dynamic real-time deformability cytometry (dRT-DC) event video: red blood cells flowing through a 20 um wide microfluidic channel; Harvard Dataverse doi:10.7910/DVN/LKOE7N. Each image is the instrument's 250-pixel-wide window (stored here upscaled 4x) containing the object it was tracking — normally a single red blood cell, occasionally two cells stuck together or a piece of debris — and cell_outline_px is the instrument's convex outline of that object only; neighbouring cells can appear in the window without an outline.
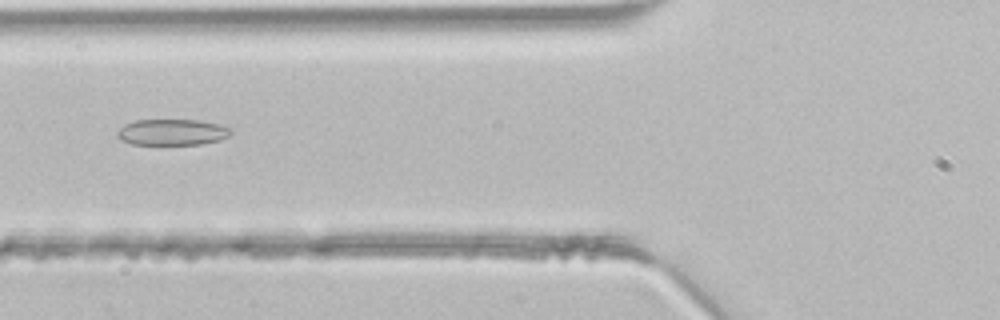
{"species": "common noctule bat (a hibernating species)", "species_latin": "Nyctalus noctula", "temperature_condition": "room temperature", "stored_images_in_passage": 35, "camera_frame_rate_fps": 3000, "um_per_image_px": 0.085, "animal": {"sex": "male", "body_mass_g": 21.5, "forearm_length_mm": 52.0}, "frame": {"image": 1, "passage_image": 6, "time_ms": 1.667, "image_size_px": [1000, 320], "cell_outline_px": [[232, 132], [228, 136], [220, 140], [200, 144], [132, 144], [120, 140], [116, 136], [116, 132], [124, 124], [136, 120], [200, 120], [220, 124], [232, 128]], "centroid_in_image_um": [14.63, 11.23], "position_along_channel_um": 111.2, "area_um2": 17.4}}
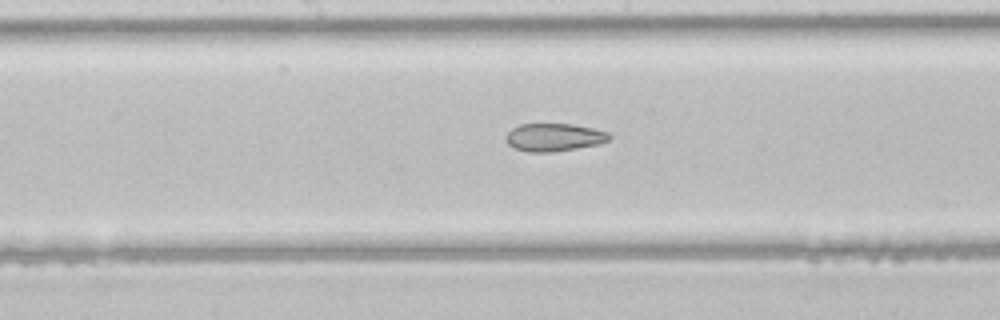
{"frame": {"image": 2, "passage_image": 12, "time_ms": 3.667, "image_size_px": [1000, 320], "cell_outline_px": [[612, 136], [608, 140], [600, 144], [552, 152], [528, 152], [512, 148], [504, 140], [504, 136], [512, 128], [520, 124], [572, 124], [592, 128], [608, 132]], "centroid_in_image_um": [47.05, 11.67], "position_along_channel_um": 201.1, "area_um2": 16.94}}
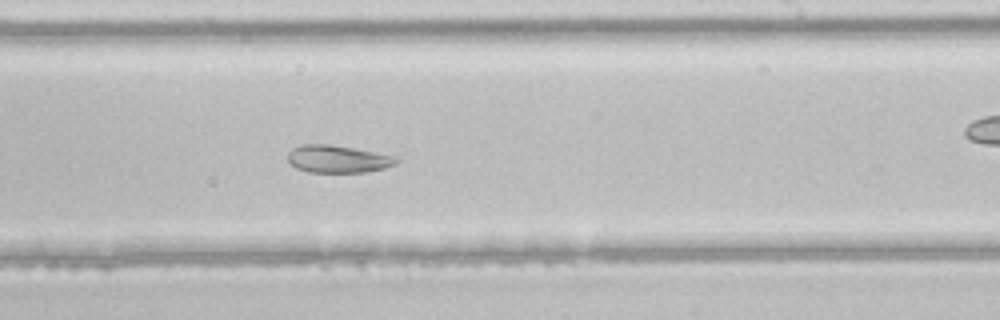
{"frame": {"image": 3, "passage_image": 16, "time_ms": 5.0, "image_size_px": [1000, 320], "cell_outline_px": [[400, 160], [396, 164], [384, 168], [364, 172], [308, 172], [296, 168], [288, 160], [288, 152], [292, 148], [304, 144], [328, 144], [352, 148], [396, 156]], "centroid_in_image_um": [28.71, 13.52], "position_along_channel_um": 260.3, "area_um2": 17.28}}